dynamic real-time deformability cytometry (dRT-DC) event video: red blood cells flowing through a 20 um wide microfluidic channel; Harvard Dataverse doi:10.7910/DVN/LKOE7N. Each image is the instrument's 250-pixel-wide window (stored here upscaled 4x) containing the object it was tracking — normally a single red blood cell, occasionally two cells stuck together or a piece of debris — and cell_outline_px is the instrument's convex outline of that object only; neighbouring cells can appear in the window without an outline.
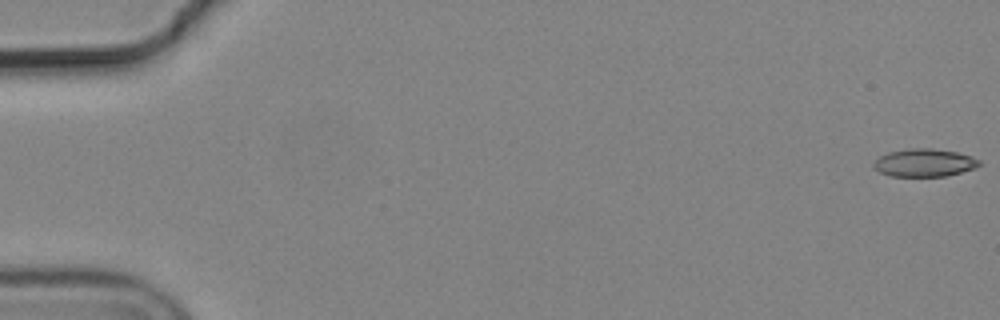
{"species": "common noctule bat (a hibernating species)", "species_latin": "Nyctalus noctula", "temperature_condition": "cold", "stored_images_in_passage": 56, "camera_frame_rate_fps": 3000, "um_per_image_px": 0.085, "animal": {"sex": "male", "body_mass_g": 19.2, "forearm_length_mm": 51.8}, "frame": {"image": 1, "passage_image": 1, "time_ms": 0.0, "image_size_px": [1000, 320], "cell_outline_px": [[980, 164], [976, 168], [948, 176], [892, 176], [880, 172], [872, 168], [872, 164], [880, 156], [888, 152], [908, 148], [932, 148], [956, 152], [980, 160]], "centroid_in_image_um": [78.55, 13.83], "position_along_channel_um": 6.5, "area_um2": 17.17}}
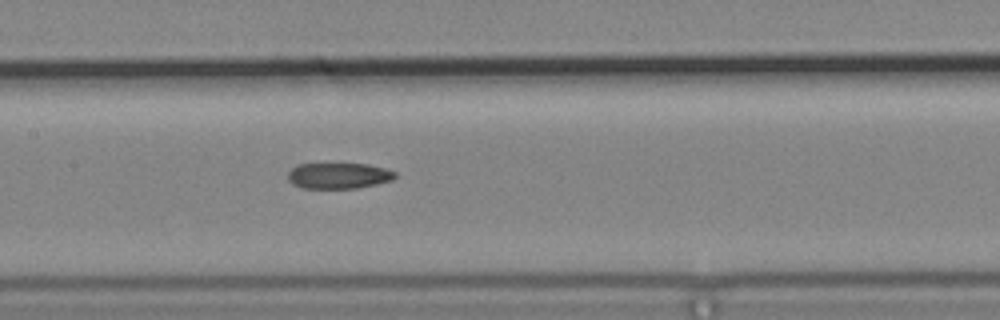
{"frame": {"image": 2, "passage_image": 28, "time_ms": 9.0, "image_size_px": [1000, 320], "cell_outline_px": [[396, 176], [392, 180], [376, 184], [356, 188], [304, 188], [292, 184], [288, 180], [288, 172], [292, 168], [300, 164], [368, 164], [384, 168], [396, 172]], "centroid_in_image_um": [28.78, 14.93], "position_along_channel_um": 178.6, "area_um2": 16.07}}
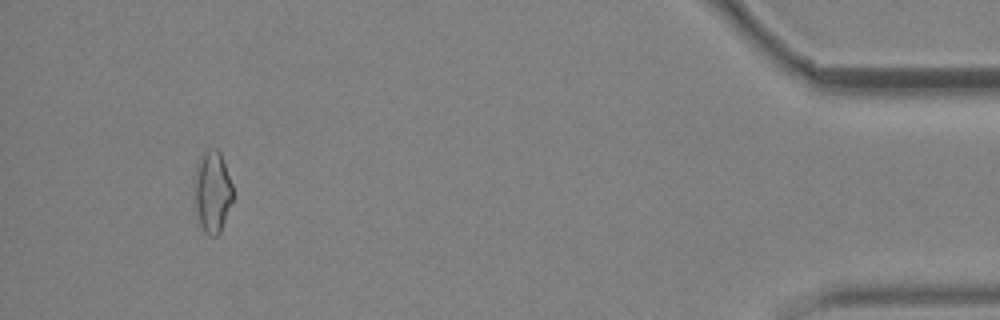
{"frame": {"image": 3, "passage_image": 53, "time_ms": 17.333, "image_size_px": [1000, 320], "cell_outline_px": [[232, 200], [220, 232], [216, 236], [208, 236], [204, 232], [200, 224], [192, 196], [192, 188], [196, 160], [204, 152], [212, 148], [216, 148], [220, 152], [232, 184]], "centroid_in_image_um": [17.99, 16.27], "position_along_channel_um": 417.2, "area_um2": 18.73}}